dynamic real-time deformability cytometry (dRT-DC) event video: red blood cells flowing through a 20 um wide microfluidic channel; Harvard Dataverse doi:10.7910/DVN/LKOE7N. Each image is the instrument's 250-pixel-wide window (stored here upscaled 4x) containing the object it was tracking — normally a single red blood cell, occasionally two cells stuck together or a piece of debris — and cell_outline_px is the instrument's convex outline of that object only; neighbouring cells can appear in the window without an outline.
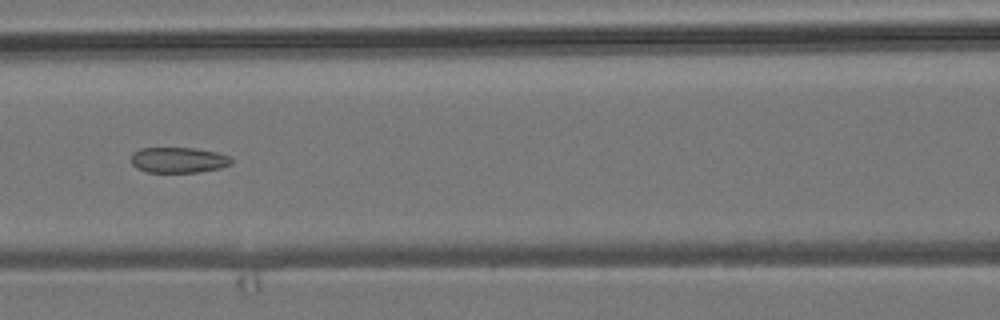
{"species": "common noctule bat (a hibernating species)", "species_latin": "Nyctalus noctula", "temperature_condition": "room temperature", "stored_images_in_passage": 9, "camera_frame_rate_fps": 3000, "um_per_image_px": 0.085, "animal": {"sex": "male", "body_mass_g": 19.2, "forearm_length_mm": 51.8}, "frame": {"image": 1, "passage_image": 6, "time_ms": 6.667, "image_size_px": [1000, 320], "cell_outline_px": [[232, 164], [220, 168], [200, 172], [148, 172], [136, 168], [132, 164], [132, 152], [140, 148], [196, 148], [216, 152], [228, 156], [232, 160]], "centroid_in_image_um": [15.16, 13.6], "position_along_channel_um": 151.4, "area_um2": 14.97}}
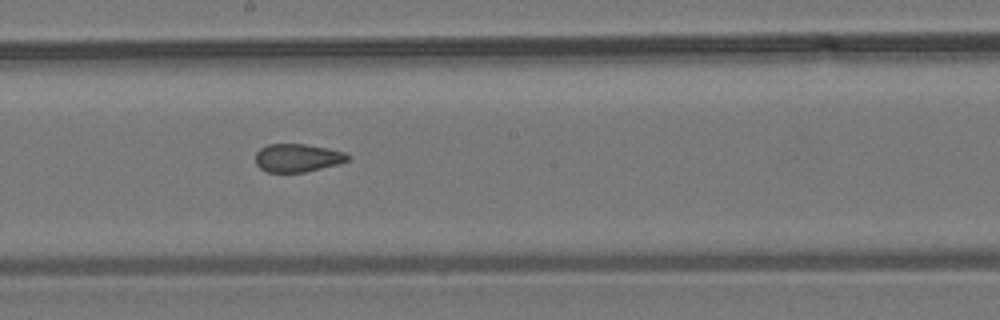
{"frame": {"image": 2, "passage_image": 8, "time_ms": 11.0, "image_size_px": [1000, 320], "cell_outline_px": [[348, 160], [336, 164], [304, 172], [268, 172], [260, 168], [256, 164], [256, 152], [260, 148], [268, 144], [304, 144], [328, 148], [344, 152], [348, 156]], "centroid_in_image_um": [25.24, 13.41], "position_along_channel_um": 223.0, "area_um2": 14.91}}
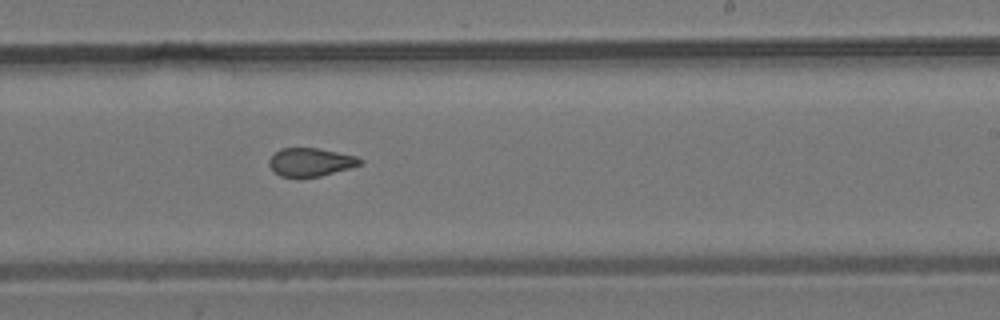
{"frame": {"image": 3, "passage_image": 9, "time_ms": 12.0, "image_size_px": [1000, 320], "cell_outline_px": [[364, 160], [360, 164], [348, 168], [320, 176], [300, 180], [296, 180], [280, 176], [272, 172], [268, 164], [268, 160], [280, 148], [316, 148], [356, 156]], "centroid_in_image_um": [26.31, 13.82], "position_along_channel_um": 262.7, "area_um2": 15.37}}